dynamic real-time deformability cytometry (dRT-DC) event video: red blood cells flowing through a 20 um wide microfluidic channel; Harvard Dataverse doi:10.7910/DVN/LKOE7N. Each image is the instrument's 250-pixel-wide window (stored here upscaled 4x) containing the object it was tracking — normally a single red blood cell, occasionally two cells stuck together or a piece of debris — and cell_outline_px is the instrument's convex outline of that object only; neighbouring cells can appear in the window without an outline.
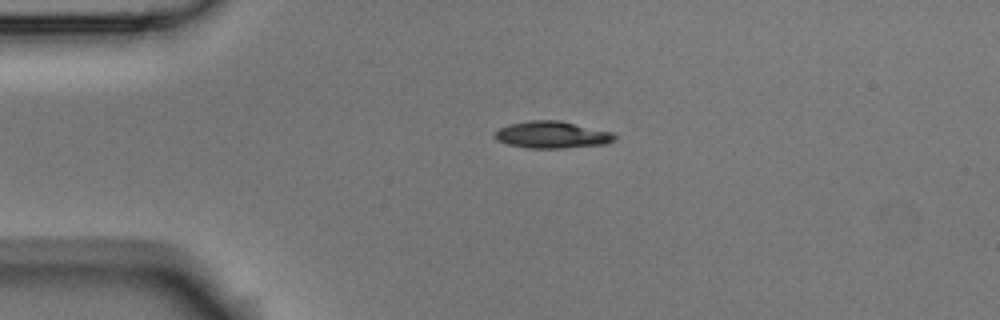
{"species": "Egyptian fruit bat (a non-hibernating species)", "species_latin": "Rousettus aegyptiacus", "temperature_condition": "room temperature", "stored_images_in_passage": 4, "camera_frame_rate_fps": 3000, "um_per_image_px": 0.085, "animal": {"sex": "male"}, "frame": {"image": 1, "passage_image": 4, "time_ms": 1.0, "image_size_px": [1000, 320], "cell_outline_px": [[616, 140], [604, 144], [564, 148], [528, 148], [508, 144], [496, 140], [492, 136], [492, 132], [508, 124], [528, 120], [560, 120], [612, 132], [616, 136]], "centroid_in_image_um": [46.88, 11.45], "position_along_channel_um": 38.1, "area_um2": 19.02}}